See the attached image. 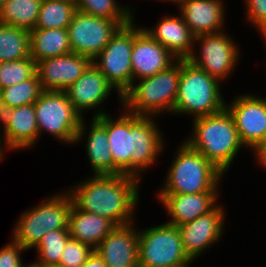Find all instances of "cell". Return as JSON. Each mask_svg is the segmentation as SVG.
<instances>
[{
	"label": "cell",
	"mask_w": 266,
	"mask_h": 267,
	"mask_svg": "<svg viewBox=\"0 0 266 267\" xmlns=\"http://www.w3.org/2000/svg\"><path fill=\"white\" fill-rule=\"evenodd\" d=\"M122 110L118 118L108 113L95 119L107 130L113 175L126 174L142 180V172L155 165L163 152L164 137L155 122L156 117L138 116Z\"/></svg>",
	"instance_id": "6da1fadb"
},
{
	"label": "cell",
	"mask_w": 266,
	"mask_h": 267,
	"mask_svg": "<svg viewBox=\"0 0 266 267\" xmlns=\"http://www.w3.org/2000/svg\"><path fill=\"white\" fill-rule=\"evenodd\" d=\"M91 176L67 191L73 204L82 211L108 218L116 226L135 222L141 180L126 174Z\"/></svg>",
	"instance_id": "7a4b0ae2"
},
{
	"label": "cell",
	"mask_w": 266,
	"mask_h": 267,
	"mask_svg": "<svg viewBox=\"0 0 266 267\" xmlns=\"http://www.w3.org/2000/svg\"><path fill=\"white\" fill-rule=\"evenodd\" d=\"M192 121L193 131L184 141L225 175L235 156L244 148L231 114L224 108L216 114L201 116Z\"/></svg>",
	"instance_id": "3957f363"
},
{
	"label": "cell",
	"mask_w": 266,
	"mask_h": 267,
	"mask_svg": "<svg viewBox=\"0 0 266 267\" xmlns=\"http://www.w3.org/2000/svg\"><path fill=\"white\" fill-rule=\"evenodd\" d=\"M175 158L157 194L218 192L224 174L186 141L180 143Z\"/></svg>",
	"instance_id": "277c9868"
},
{
	"label": "cell",
	"mask_w": 266,
	"mask_h": 267,
	"mask_svg": "<svg viewBox=\"0 0 266 267\" xmlns=\"http://www.w3.org/2000/svg\"><path fill=\"white\" fill-rule=\"evenodd\" d=\"M180 60L167 69L137 80L122 94V107L135 115L156 117L161 113H173L178 93Z\"/></svg>",
	"instance_id": "5b68a950"
},
{
	"label": "cell",
	"mask_w": 266,
	"mask_h": 267,
	"mask_svg": "<svg viewBox=\"0 0 266 267\" xmlns=\"http://www.w3.org/2000/svg\"><path fill=\"white\" fill-rule=\"evenodd\" d=\"M221 81L208 75L189 60H180L178 93L173 114L190 115L193 118L212 115L226 106Z\"/></svg>",
	"instance_id": "8992f818"
},
{
	"label": "cell",
	"mask_w": 266,
	"mask_h": 267,
	"mask_svg": "<svg viewBox=\"0 0 266 267\" xmlns=\"http://www.w3.org/2000/svg\"><path fill=\"white\" fill-rule=\"evenodd\" d=\"M72 198L64 191L49 196L39 205L23 211L12 231V240L26 250L33 249L48 232L68 229Z\"/></svg>",
	"instance_id": "52a82bcc"
},
{
	"label": "cell",
	"mask_w": 266,
	"mask_h": 267,
	"mask_svg": "<svg viewBox=\"0 0 266 267\" xmlns=\"http://www.w3.org/2000/svg\"><path fill=\"white\" fill-rule=\"evenodd\" d=\"M139 267L190 266L177 226L163 223L138 231Z\"/></svg>",
	"instance_id": "ba28073f"
},
{
	"label": "cell",
	"mask_w": 266,
	"mask_h": 267,
	"mask_svg": "<svg viewBox=\"0 0 266 267\" xmlns=\"http://www.w3.org/2000/svg\"><path fill=\"white\" fill-rule=\"evenodd\" d=\"M39 130L60 143L74 145L82 116L75 110L65 91L43 90L34 103Z\"/></svg>",
	"instance_id": "9c48e42d"
},
{
	"label": "cell",
	"mask_w": 266,
	"mask_h": 267,
	"mask_svg": "<svg viewBox=\"0 0 266 267\" xmlns=\"http://www.w3.org/2000/svg\"><path fill=\"white\" fill-rule=\"evenodd\" d=\"M134 20L121 26L104 49L92 60L116 89L120 105L122 94L132 85L131 52L134 43Z\"/></svg>",
	"instance_id": "30bf717a"
},
{
	"label": "cell",
	"mask_w": 266,
	"mask_h": 267,
	"mask_svg": "<svg viewBox=\"0 0 266 267\" xmlns=\"http://www.w3.org/2000/svg\"><path fill=\"white\" fill-rule=\"evenodd\" d=\"M234 38L229 36L226 31L196 36L192 54L187 59L193 65L204 70L208 75L223 82L232 75L234 68L239 64L241 59V49L237 45ZM236 43V44H235ZM196 48V49H195ZM196 51V52H195Z\"/></svg>",
	"instance_id": "8fae6325"
},
{
	"label": "cell",
	"mask_w": 266,
	"mask_h": 267,
	"mask_svg": "<svg viewBox=\"0 0 266 267\" xmlns=\"http://www.w3.org/2000/svg\"><path fill=\"white\" fill-rule=\"evenodd\" d=\"M130 21H115L76 11L67 27L71 52L93 60L118 29Z\"/></svg>",
	"instance_id": "7c38bea8"
},
{
	"label": "cell",
	"mask_w": 266,
	"mask_h": 267,
	"mask_svg": "<svg viewBox=\"0 0 266 267\" xmlns=\"http://www.w3.org/2000/svg\"><path fill=\"white\" fill-rule=\"evenodd\" d=\"M225 108L231 114L239 138L247 149L255 153L266 142V98L241 94Z\"/></svg>",
	"instance_id": "4fadbf2b"
},
{
	"label": "cell",
	"mask_w": 266,
	"mask_h": 267,
	"mask_svg": "<svg viewBox=\"0 0 266 267\" xmlns=\"http://www.w3.org/2000/svg\"><path fill=\"white\" fill-rule=\"evenodd\" d=\"M225 220L224 207L217 204L207 214L177 226L183 249L192 261L202 256L204 251L209 250L222 238Z\"/></svg>",
	"instance_id": "5bb4252c"
},
{
	"label": "cell",
	"mask_w": 266,
	"mask_h": 267,
	"mask_svg": "<svg viewBox=\"0 0 266 267\" xmlns=\"http://www.w3.org/2000/svg\"><path fill=\"white\" fill-rule=\"evenodd\" d=\"M116 89L105 78L101 71L91 63L87 70L65 90L69 101L75 110L84 118V111L97 108L98 111L91 118H96L108 112L102 109L103 103L106 102L111 92ZM102 105V106H101ZM101 108H100V107Z\"/></svg>",
	"instance_id": "9a60e30c"
},
{
	"label": "cell",
	"mask_w": 266,
	"mask_h": 267,
	"mask_svg": "<svg viewBox=\"0 0 266 267\" xmlns=\"http://www.w3.org/2000/svg\"><path fill=\"white\" fill-rule=\"evenodd\" d=\"M134 21V43L131 52L132 83L157 73L171 66L176 58L162 45L155 41L143 27H136Z\"/></svg>",
	"instance_id": "2e32d148"
},
{
	"label": "cell",
	"mask_w": 266,
	"mask_h": 267,
	"mask_svg": "<svg viewBox=\"0 0 266 267\" xmlns=\"http://www.w3.org/2000/svg\"><path fill=\"white\" fill-rule=\"evenodd\" d=\"M91 63L89 57L71 52L36 62V73L43 90L65 91Z\"/></svg>",
	"instance_id": "e0dca14e"
},
{
	"label": "cell",
	"mask_w": 266,
	"mask_h": 267,
	"mask_svg": "<svg viewBox=\"0 0 266 267\" xmlns=\"http://www.w3.org/2000/svg\"><path fill=\"white\" fill-rule=\"evenodd\" d=\"M135 222L115 226L94 250L107 267H139Z\"/></svg>",
	"instance_id": "ac0fdd59"
},
{
	"label": "cell",
	"mask_w": 266,
	"mask_h": 267,
	"mask_svg": "<svg viewBox=\"0 0 266 267\" xmlns=\"http://www.w3.org/2000/svg\"><path fill=\"white\" fill-rule=\"evenodd\" d=\"M2 138L6 150L32 148L39 142V130L34 104L13 107L3 112ZM3 127V128H2Z\"/></svg>",
	"instance_id": "d6986e66"
},
{
	"label": "cell",
	"mask_w": 266,
	"mask_h": 267,
	"mask_svg": "<svg viewBox=\"0 0 266 267\" xmlns=\"http://www.w3.org/2000/svg\"><path fill=\"white\" fill-rule=\"evenodd\" d=\"M218 194V192L157 194V199L171 218L166 223L180 226L210 212L217 205Z\"/></svg>",
	"instance_id": "ffe728a7"
},
{
	"label": "cell",
	"mask_w": 266,
	"mask_h": 267,
	"mask_svg": "<svg viewBox=\"0 0 266 267\" xmlns=\"http://www.w3.org/2000/svg\"><path fill=\"white\" fill-rule=\"evenodd\" d=\"M224 2V0H184L177 8L196 37L224 31L225 14H227Z\"/></svg>",
	"instance_id": "44dd1931"
},
{
	"label": "cell",
	"mask_w": 266,
	"mask_h": 267,
	"mask_svg": "<svg viewBox=\"0 0 266 267\" xmlns=\"http://www.w3.org/2000/svg\"><path fill=\"white\" fill-rule=\"evenodd\" d=\"M152 29L143 28L155 41L164 46L176 60H186L194 49L195 36L180 15H164Z\"/></svg>",
	"instance_id": "7402d4cb"
},
{
	"label": "cell",
	"mask_w": 266,
	"mask_h": 267,
	"mask_svg": "<svg viewBox=\"0 0 266 267\" xmlns=\"http://www.w3.org/2000/svg\"><path fill=\"white\" fill-rule=\"evenodd\" d=\"M86 121L82 119L74 144L82 141L83 137H87L84 147H86L93 175H113V156L108 143L107 130L95 118L91 119L89 127L86 126ZM86 130H89L88 133Z\"/></svg>",
	"instance_id": "603a6c76"
},
{
	"label": "cell",
	"mask_w": 266,
	"mask_h": 267,
	"mask_svg": "<svg viewBox=\"0 0 266 267\" xmlns=\"http://www.w3.org/2000/svg\"><path fill=\"white\" fill-rule=\"evenodd\" d=\"M115 226L108 218L82 211L72 202L68 223L71 238L89 245L95 250Z\"/></svg>",
	"instance_id": "cb8c5ba5"
},
{
	"label": "cell",
	"mask_w": 266,
	"mask_h": 267,
	"mask_svg": "<svg viewBox=\"0 0 266 267\" xmlns=\"http://www.w3.org/2000/svg\"><path fill=\"white\" fill-rule=\"evenodd\" d=\"M29 43L35 62L71 53L67 29H32Z\"/></svg>",
	"instance_id": "d4e9b609"
},
{
	"label": "cell",
	"mask_w": 266,
	"mask_h": 267,
	"mask_svg": "<svg viewBox=\"0 0 266 267\" xmlns=\"http://www.w3.org/2000/svg\"><path fill=\"white\" fill-rule=\"evenodd\" d=\"M42 0H6L0 9V24L35 29Z\"/></svg>",
	"instance_id": "484cf974"
},
{
	"label": "cell",
	"mask_w": 266,
	"mask_h": 267,
	"mask_svg": "<svg viewBox=\"0 0 266 267\" xmlns=\"http://www.w3.org/2000/svg\"><path fill=\"white\" fill-rule=\"evenodd\" d=\"M30 57L29 30L0 24V62Z\"/></svg>",
	"instance_id": "4316f807"
},
{
	"label": "cell",
	"mask_w": 266,
	"mask_h": 267,
	"mask_svg": "<svg viewBox=\"0 0 266 267\" xmlns=\"http://www.w3.org/2000/svg\"><path fill=\"white\" fill-rule=\"evenodd\" d=\"M76 5L57 0H42L35 29H67Z\"/></svg>",
	"instance_id": "83f0119b"
},
{
	"label": "cell",
	"mask_w": 266,
	"mask_h": 267,
	"mask_svg": "<svg viewBox=\"0 0 266 267\" xmlns=\"http://www.w3.org/2000/svg\"><path fill=\"white\" fill-rule=\"evenodd\" d=\"M0 91L3 109L7 110L13 107L34 104L43 89L37 73H35L30 79L5 87Z\"/></svg>",
	"instance_id": "f1b7e54d"
},
{
	"label": "cell",
	"mask_w": 266,
	"mask_h": 267,
	"mask_svg": "<svg viewBox=\"0 0 266 267\" xmlns=\"http://www.w3.org/2000/svg\"><path fill=\"white\" fill-rule=\"evenodd\" d=\"M69 238L68 229H58L46 233L34 247L38 254L34 263L43 267L57 266Z\"/></svg>",
	"instance_id": "f546056e"
},
{
	"label": "cell",
	"mask_w": 266,
	"mask_h": 267,
	"mask_svg": "<svg viewBox=\"0 0 266 267\" xmlns=\"http://www.w3.org/2000/svg\"><path fill=\"white\" fill-rule=\"evenodd\" d=\"M77 11L92 16L115 21H131L134 18L133 9L119 4L118 0H78Z\"/></svg>",
	"instance_id": "4dcf8cb0"
},
{
	"label": "cell",
	"mask_w": 266,
	"mask_h": 267,
	"mask_svg": "<svg viewBox=\"0 0 266 267\" xmlns=\"http://www.w3.org/2000/svg\"><path fill=\"white\" fill-rule=\"evenodd\" d=\"M36 73V62L30 56L16 61L0 62V90L30 79Z\"/></svg>",
	"instance_id": "1f68e13d"
},
{
	"label": "cell",
	"mask_w": 266,
	"mask_h": 267,
	"mask_svg": "<svg viewBox=\"0 0 266 267\" xmlns=\"http://www.w3.org/2000/svg\"><path fill=\"white\" fill-rule=\"evenodd\" d=\"M93 252L89 245L70 237L56 267H81Z\"/></svg>",
	"instance_id": "d6a6232c"
},
{
	"label": "cell",
	"mask_w": 266,
	"mask_h": 267,
	"mask_svg": "<svg viewBox=\"0 0 266 267\" xmlns=\"http://www.w3.org/2000/svg\"><path fill=\"white\" fill-rule=\"evenodd\" d=\"M27 250L11 240L10 243L0 248V267H24L21 253Z\"/></svg>",
	"instance_id": "836d02e7"
},
{
	"label": "cell",
	"mask_w": 266,
	"mask_h": 267,
	"mask_svg": "<svg viewBox=\"0 0 266 267\" xmlns=\"http://www.w3.org/2000/svg\"><path fill=\"white\" fill-rule=\"evenodd\" d=\"M245 3L246 19L251 26L257 27L266 21V0H243Z\"/></svg>",
	"instance_id": "e575fe53"
},
{
	"label": "cell",
	"mask_w": 266,
	"mask_h": 267,
	"mask_svg": "<svg viewBox=\"0 0 266 267\" xmlns=\"http://www.w3.org/2000/svg\"><path fill=\"white\" fill-rule=\"evenodd\" d=\"M81 267H107L104 261L94 251Z\"/></svg>",
	"instance_id": "d590c367"
},
{
	"label": "cell",
	"mask_w": 266,
	"mask_h": 267,
	"mask_svg": "<svg viewBox=\"0 0 266 267\" xmlns=\"http://www.w3.org/2000/svg\"><path fill=\"white\" fill-rule=\"evenodd\" d=\"M254 156L256 159V162L262 166L263 169L266 170V142L258 149L256 150Z\"/></svg>",
	"instance_id": "8d00e7d4"
},
{
	"label": "cell",
	"mask_w": 266,
	"mask_h": 267,
	"mask_svg": "<svg viewBox=\"0 0 266 267\" xmlns=\"http://www.w3.org/2000/svg\"><path fill=\"white\" fill-rule=\"evenodd\" d=\"M256 29L259 31V33H261V36H263L262 38L264 39V42H266V21H263L260 25L256 27Z\"/></svg>",
	"instance_id": "74e56055"
},
{
	"label": "cell",
	"mask_w": 266,
	"mask_h": 267,
	"mask_svg": "<svg viewBox=\"0 0 266 267\" xmlns=\"http://www.w3.org/2000/svg\"><path fill=\"white\" fill-rule=\"evenodd\" d=\"M0 129H1V124H0ZM2 131H0V162L3 160V158L5 157V152H6V147L5 145H3L4 142L3 141V138H2V134H1ZM2 139V140H1ZM4 146V147H3Z\"/></svg>",
	"instance_id": "f35d334b"
},
{
	"label": "cell",
	"mask_w": 266,
	"mask_h": 267,
	"mask_svg": "<svg viewBox=\"0 0 266 267\" xmlns=\"http://www.w3.org/2000/svg\"><path fill=\"white\" fill-rule=\"evenodd\" d=\"M3 112H4V109H3V106H2L1 91H0V123H1L2 118H3Z\"/></svg>",
	"instance_id": "ab89813d"
},
{
	"label": "cell",
	"mask_w": 266,
	"mask_h": 267,
	"mask_svg": "<svg viewBox=\"0 0 266 267\" xmlns=\"http://www.w3.org/2000/svg\"><path fill=\"white\" fill-rule=\"evenodd\" d=\"M162 1H169V2H173L174 4H176V6L180 5L184 0H162Z\"/></svg>",
	"instance_id": "60d3db41"
},
{
	"label": "cell",
	"mask_w": 266,
	"mask_h": 267,
	"mask_svg": "<svg viewBox=\"0 0 266 267\" xmlns=\"http://www.w3.org/2000/svg\"><path fill=\"white\" fill-rule=\"evenodd\" d=\"M57 1H64L76 5L78 0H57Z\"/></svg>",
	"instance_id": "b9f144b4"
},
{
	"label": "cell",
	"mask_w": 266,
	"mask_h": 267,
	"mask_svg": "<svg viewBox=\"0 0 266 267\" xmlns=\"http://www.w3.org/2000/svg\"><path fill=\"white\" fill-rule=\"evenodd\" d=\"M24 267H43V266H39L37 264H35L34 262L26 264Z\"/></svg>",
	"instance_id": "7bdbcfd3"
},
{
	"label": "cell",
	"mask_w": 266,
	"mask_h": 267,
	"mask_svg": "<svg viewBox=\"0 0 266 267\" xmlns=\"http://www.w3.org/2000/svg\"><path fill=\"white\" fill-rule=\"evenodd\" d=\"M6 0H0V9L2 8L3 4L5 3Z\"/></svg>",
	"instance_id": "ee69618b"
}]
</instances>
